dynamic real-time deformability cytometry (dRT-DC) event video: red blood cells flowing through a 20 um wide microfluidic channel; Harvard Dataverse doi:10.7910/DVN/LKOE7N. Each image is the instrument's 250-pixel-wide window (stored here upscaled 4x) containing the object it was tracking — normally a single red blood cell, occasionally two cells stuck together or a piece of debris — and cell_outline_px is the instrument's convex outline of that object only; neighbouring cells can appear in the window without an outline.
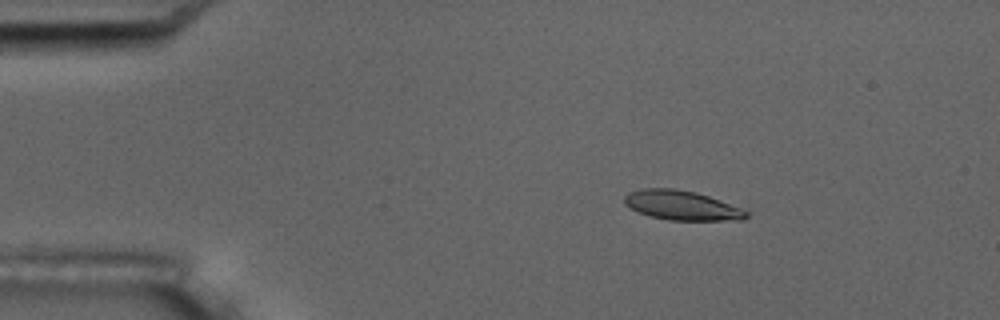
{"species": "common noctule bat (a hibernating species)", "species_latin": "Nyctalus noctula", "temperature_condition": "room temperature", "stored_images_in_passage": 4, "camera_frame_rate_fps": 3000, "um_per_image_px": 0.085, "animal": {"sex": "male", "body_mass_g": 17.5, "forearm_length_mm": 52.3}, "frame": {"image": 1, "passage_image": 2, "time_ms": 1.0, "image_size_px": [1000, 320], "cell_outline_px": [[748, 216], [744, 220], [668, 220], [648, 216], [624, 204], [624, 196], [628, 192], [644, 188], [676, 188], [696, 192], [708, 196], [740, 208], [748, 212]], "centroid_in_image_um": [57.92, 17.45], "position_along_channel_um": 27.1, "area_um2": 20.87}}